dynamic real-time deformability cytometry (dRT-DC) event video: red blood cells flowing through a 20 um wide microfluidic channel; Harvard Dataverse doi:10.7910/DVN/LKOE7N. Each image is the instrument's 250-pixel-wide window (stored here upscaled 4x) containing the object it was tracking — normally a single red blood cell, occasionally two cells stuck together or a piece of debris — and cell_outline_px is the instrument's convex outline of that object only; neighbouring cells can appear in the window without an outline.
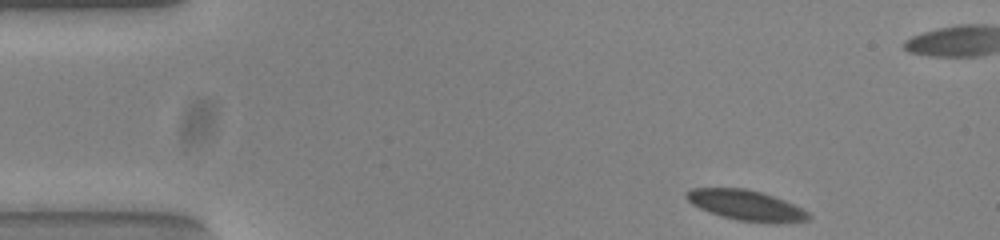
{"species": "common noctule bat (a hibernating species)", "species_latin": "Nyctalus noctula", "temperature_condition": "warm", "stored_images_in_passage": 49, "segment_of_instrument_passage": [1, 2], "camera_frame_rate_fps": 3000, "um_per_image_px": 0.085, "animal": {"sex": "female", "body_mass_g": 23.0, "forearm_length_mm": 53.4}, "frame": {"image": 1, "passage_image": 1, "time_ms": 0.0, "image_size_px": [1000, 240], "cell_outline_px": [[812, 216], [808, 220], [736, 220], [700, 208], [692, 204], [688, 200], [688, 192], [692, 188], [744, 188], [760, 192], [784, 200], [808, 212]], "centroid_in_image_um": [63.36, 17.39], "position_along_channel_um": 21.6, "area_um2": 20.17}}
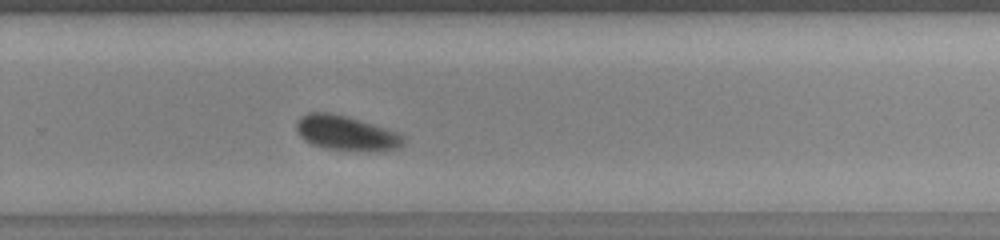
{"frame": {"image": 2, "passage_image": 30, "time_ms": 9.667, "image_size_px": [1000, 240], "cell_outline_px": [[404, 144], [400, 148], [324, 148], [312, 144], [304, 140], [300, 136], [296, 128], [296, 124], [308, 112], [328, 112], [348, 116], [396, 132], [404, 136]], "centroid_in_image_um": [29.36, 11.26], "position_along_channel_um": 300.4, "area_um2": 20.52}}
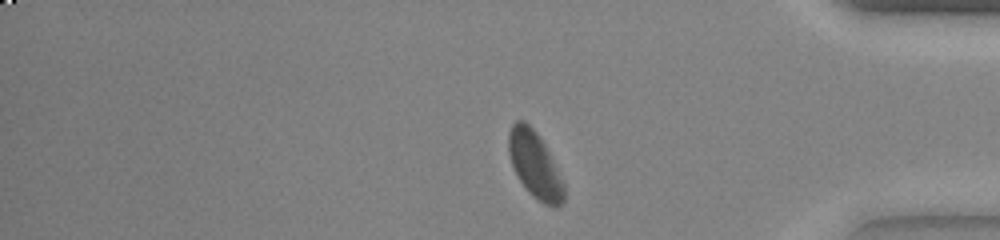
{"frame": {"image": 3, "passage_image": 39, "time_ms": 12.667, "image_size_px": [1000, 240], "cell_outline_px": [[564, 200], [556, 208], [552, 208], [544, 204], [528, 192], [520, 180], [512, 164], [508, 152], [508, 132], [512, 124], [516, 120], [524, 120], [536, 132], [544, 144], [548, 152], [564, 188]], "centroid_in_image_um": [45.42, 14.0], "position_along_channel_um": 389.8, "area_um2": 20.87}}